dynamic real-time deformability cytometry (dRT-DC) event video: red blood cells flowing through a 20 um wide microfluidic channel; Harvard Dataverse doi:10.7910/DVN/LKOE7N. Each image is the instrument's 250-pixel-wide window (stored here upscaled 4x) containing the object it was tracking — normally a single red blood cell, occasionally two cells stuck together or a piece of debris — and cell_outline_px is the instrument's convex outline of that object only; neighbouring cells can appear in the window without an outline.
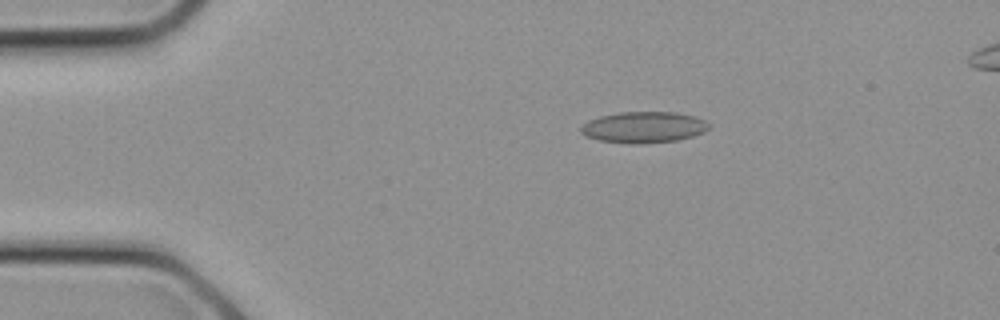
{"species": "common noctule bat (a hibernating species)", "species_latin": "Nyctalus noctula", "temperature_condition": "cold", "stored_images_in_passage": 22, "segment_of_instrument_passage": [1, 2], "camera_frame_rate_fps": 3000, "um_per_image_px": 0.085, "animal": {"sex": "female", "body_mass_g": 21.9}, "frame": {"image": 1, "passage_image": 1, "time_ms": 0.0, "image_size_px": [1000, 320], "cell_outline_px": [[708, 128], [704, 132], [692, 136], [676, 140], [636, 144], [628, 144], [600, 140], [584, 136], [580, 132], [580, 128], [588, 120], [600, 116], [620, 112], [672, 112], [696, 116], [704, 120], [708, 124]], "centroid_in_image_um": [54.68, 10.81], "position_along_channel_um": 30.3, "area_um2": 23.18}}
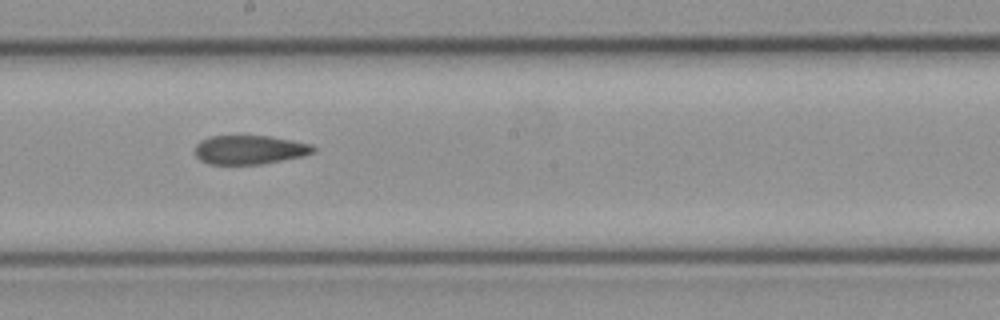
{"frame": {"image": 2, "passage_image": 10, "time_ms": 3.0, "image_size_px": [1000, 320], "cell_outline_px": [[316, 152], [304, 156], [260, 164], [208, 164], [200, 160], [196, 156], [196, 144], [200, 140], [212, 136], [272, 136], [312, 144], [316, 148]], "centroid_in_image_um": [21.25, 12.73], "position_along_channel_um": 226.9, "area_um2": 20.06}}
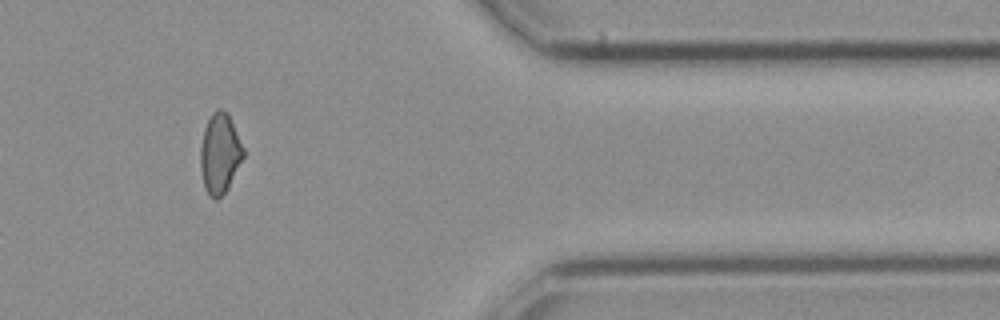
{"frame": {"image": 3, "passage_image": 17, "time_ms": 5.333, "image_size_px": [1000, 320], "cell_outline_px": [[244, 156], [228, 188], [216, 200], [212, 200], [204, 188], [200, 168], [200, 148], [204, 128], [212, 112], [216, 108], [220, 108], [228, 112], [244, 148]], "centroid_in_image_um": [18.68, 13.04], "position_along_channel_um": 392.7, "area_um2": 20.23}}